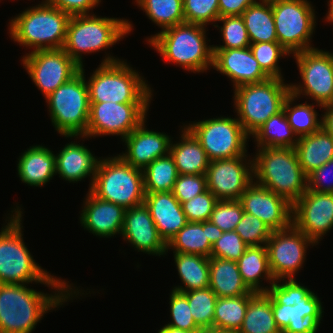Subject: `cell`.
I'll list each match as a JSON object with an SVG mask.
<instances>
[{
	"mask_svg": "<svg viewBox=\"0 0 333 333\" xmlns=\"http://www.w3.org/2000/svg\"><path fill=\"white\" fill-rule=\"evenodd\" d=\"M0 232V284H29L33 281L57 291H76L69 282L45 271L35 262L23 241L22 211L19 206Z\"/></svg>",
	"mask_w": 333,
	"mask_h": 333,
	"instance_id": "6da1fadb",
	"label": "cell"
},
{
	"mask_svg": "<svg viewBox=\"0 0 333 333\" xmlns=\"http://www.w3.org/2000/svg\"><path fill=\"white\" fill-rule=\"evenodd\" d=\"M26 285L0 284V333H32L45 313L81 294L78 288L44 294Z\"/></svg>",
	"mask_w": 333,
	"mask_h": 333,
	"instance_id": "7a4b0ae2",
	"label": "cell"
},
{
	"mask_svg": "<svg viewBox=\"0 0 333 333\" xmlns=\"http://www.w3.org/2000/svg\"><path fill=\"white\" fill-rule=\"evenodd\" d=\"M205 35V26L182 23L161 30L147 41L166 62L200 73L213 65V45L208 46Z\"/></svg>",
	"mask_w": 333,
	"mask_h": 333,
	"instance_id": "3957f363",
	"label": "cell"
},
{
	"mask_svg": "<svg viewBox=\"0 0 333 333\" xmlns=\"http://www.w3.org/2000/svg\"><path fill=\"white\" fill-rule=\"evenodd\" d=\"M90 103H151L152 90L127 62L105 56L88 81Z\"/></svg>",
	"mask_w": 333,
	"mask_h": 333,
	"instance_id": "277c9868",
	"label": "cell"
},
{
	"mask_svg": "<svg viewBox=\"0 0 333 333\" xmlns=\"http://www.w3.org/2000/svg\"><path fill=\"white\" fill-rule=\"evenodd\" d=\"M257 149L253 158L255 182L294 204L307 190V175L295 148Z\"/></svg>",
	"mask_w": 333,
	"mask_h": 333,
	"instance_id": "5b68a950",
	"label": "cell"
},
{
	"mask_svg": "<svg viewBox=\"0 0 333 333\" xmlns=\"http://www.w3.org/2000/svg\"><path fill=\"white\" fill-rule=\"evenodd\" d=\"M70 18L66 12L43 0L12 18L8 30L13 41L33 51L62 49Z\"/></svg>",
	"mask_w": 333,
	"mask_h": 333,
	"instance_id": "8992f818",
	"label": "cell"
},
{
	"mask_svg": "<svg viewBox=\"0 0 333 333\" xmlns=\"http://www.w3.org/2000/svg\"><path fill=\"white\" fill-rule=\"evenodd\" d=\"M132 29L131 22L126 19L97 17L94 14L71 16L63 49L81 68L84 67L82 54L109 49Z\"/></svg>",
	"mask_w": 333,
	"mask_h": 333,
	"instance_id": "52a82bcc",
	"label": "cell"
},
{
	"mask_svg": "<svg viewBox=\"0 0 333 333\" xmlns=\"http://www.w3.org/2000/svg\"><path fill=\"white\" fill-rule=\"evenodd\" d=\"M89 191L101 200L125 209L144 203L142 169L125 162L119 155L101 158Z\"/></svg>",
	"mask_w": 333,
	"mask_h": 333,
	"instance_id": "ba28073f",
	"label": "cell"
},
{
	"mask_svg": "<svg viewBox=\"0 0 333 333\" xmlns=\"http://www.w3.org/2000/svg\"><path fill=\"white\" fill-rule=\"evenodd\" d=\"M84 68L48 97L52 125L65 137L84 138L90 114V101Z\"/></svg>",
	"mask_w": 333,
	"mask_h": 333,
	"instance_id": "9c48e42d",
	"label": "cell"
},
{
	"mask_svg": "<svg viewBox=\"0 0 333 333\" xmlns=\"http://www.w3.org/2000/svg\"><path fill=\"white\" fill-rule=\"evenodd\" d=\"M284 79L269 78L260 83L235 88L234 108L243 129L251 136L271 116L283 110L290 84Z\"/></svg>",
	"mask_w": 333,
	"mask_h": 333,
	"instance_id": "30bf717a",
	"label": "cell"
},
{
	"mask_svg": "<svg viewBox=\"0 0 333 333\" xmlns=\"http://www.w3.org/2000/svg\"><path fill=\"white\" fill-rule=\"evenodd\" d=\"M278 43L289 53L314 49L315 9L307 0H270Z\"/></svg>",
	"mask_w": 333,
	"mask_h": 333,
	"instance_id": "8fae6325",
	"label": "cell"
},
{
	"mask_svg": "<svg viewBox=\"0 0 333 333\" xmlns=\"http://www.w3.org/2000/svg\"><path fill=\"white\" fill-rule=\"evenodd\" d=\"M186 127L199 140L209 161L247 154L246 142L250 135L237 118L222 116L193 122Z\"/></svg>",
	"mask_w": 333,
	"mask_h": 333,
	"instance_id": "7c38bea8",
	"label": "cell"
},
{
	"mask_svg": "<svg viewBox=\"0 0 333 333\" xmlns=\"http://www.w3.org/2000/svg\"><path fill=\"white\" fill-rule=\"evenodd\" d=\"M299 68L302 84L290 83L296 98L301 94L313 99L317 106L333 103V56L329 51L314 48L293 55Z\"/></svg>",
	"mask_w": 333,
	"mask_h": 333,
	"instance_id": "4fadbf2b",
	"label": "cell"
},
{
	"mask_svg": "<svg viewBox=\"0 0 333 333\" xmlns=\"http://www.w3.org/2000/svg\"><path fill=\"white\" fill-rule=\"evenodd\" d=\"M149 103H90L85 138L117 135L124 139L146 120Z\"/></svg>",
	"mask_w": 333,
	"mask_h": 333,
	"instance_id": "5bb4252c",
	"label": "cell"
},
{
	"mask_svg": "<svg viewBox=\"0 0 333 333\" xmlns=\"http://www.w3.org/2000/svg\"><path fill=\"white\" fill-rule=\"evenodd\" d=\"M22 63L45 98L80 71L63 48L31 51Z\"/></svg>",
	"mask_w": 333,
	"mask_h": 333,
	"instance_id": "9a60e30c",
	"label": "cell"
},
{
	"mask_svg": "<svg viewBox=\"0 0 333 333\" xmlns=\"http://www.w3.org/2000/svg\"><path fill=\"white\" fill-rule=\"evenodd\" d=\"M310 244L314 246L315 243L293 224L287 229L272 232L266 248L275 281L295 279L296 272L303 267Z\"/></svg>",
	"mask_w": 333,
	"mask_h": 333,
	"instance_id": "2e32d148",
	"label": "cell"
},
{
	"mask_svg": "<svg viewBox=\"0 0 333 333\" xmlns=\"http://www.w3.org/2000/svg\"><path fill=\"white\" fill-rule=\"evenodd\" d=\"M246 158L248 157L245 154L209 162L206 171L207 189L218 200H239L253 182V159Z\"/></svg>",
	"mask_w": 333,
	"mask_h": 333,
	"instance_id": "e0dca14e",
	"label": "cell"
},
{
	"mask_svg": "<svg viewBox=\"0 0 333 333\" xmlns=\"http://www.w3.org/2000/svg\"><path fill=\"white\" fill-rule=\"evenodd\" d=\"M292 224L317 245L333 227V193L306 190L293 204Z\"/></svg>",
	"mask_w": 333,
	"mask_h": 333,
	"instance_id": "ac0fdd59",
	"label": "cell"
},
{
	"mask_svg": "<svg viewBox=\"0 0 333 333\" xmlns=\"http://www.w3.org/2000/svg\"><path fill=\"white\" fill-rule=\"evenodd\" d=\"M239 201L244 212L262 220L272 231L284 230L292 225L293 204L255 180L245 189Z\"/></svg>",
	"mask_w": 333,
	"mask_h": 333,
	"instance_id": "d6986e66",
	"label": "cell"
},
{
	"mask_svg": "<svg viewBox=\"0 0 333 333\" xmlns=\"http://www.w3.org/2000/svg\"><path fill=\"white\" fill-rule=\"evenodd\" d=\"M121 235L138 252L156 256L165 255L168 252L167 243L160 236L150 211L144 203L126 209Z\"/></svg>",
	"mask_w": 333,
	"mask_h": 333,
	"instance_id": "ffe728a7",
	"label": "cell"
},
{
	"mask_svg": "<svg viewBox=\"0 0 333 333\" xmlns=\"http://www.w3.org/2000/svg\"><path fill=\"white\" fill-rule=\"evenodd\" d=\"M322 303L311 292L294 306L278 304L272 298V311L275 322L282 333H316L322 319Z\"/></svg>",
	"mask_w": 333,
	"mask_h": 333,
	"instance_id": "44dd1931",
	"label": "cell"
},
{
	"mask_svg": "<svg viewBox=\"0 0 333 333\" xmlns=\"http://www.w3.org/2000/svg\"><path fill=\"white\" fill-rule=\"evenodd\" d=\"M145 122L123 139L127 152L119 154L125 162L142 170L155 159L168 155L172 142L166 133L148 130Z\"/></svg>",
	"mask_w": 333,
	"mask_h": 333,
	"instance_id": "7402d4cb",
	"label": "cell"
},
{
	"mask_svg": "<svg viewBox=\"0 0 333 333\" xmlns=\"http://www.w3.org/2000/svg\"><path fill=\"white\" fill-rule=\"evenodd\" d=\"M212 67L229 77L234 89L246 84L260 83L270 78L262 70L249 47L213 50Z\"/></svg>",
	"mask_w": 333,
	"mask_h": 333,
	"instance_id": "603a6c76",
	"label": "cell"
},
{
	"mask_svg": "<svg viewBox=\"0 0 333 333\" xmlns=\"http://www.w3.org/2000/svg\"><path fill=\"white\" fill-rule=\"evenodd\" d=\"M86 197L80 215V223L84 229L101 238L121 235L126 209L112 202L101 200L90 191Z\"/></svg>",
	"mask_w": 333,
	"mask_h": 333,
	"instance_id": "cb8c5ba5",
	"label": "cell"
},
{
	"mask_svg": "<svg viewBox=\"0 0 333 333\" xmlns=\"http://www.w3.org/2000/svg\"><path fill=\"white\" fill-rule=\"evenodd\" d=\"M144 204L166 243L187 224L182 205L172 191L145 193Z\"/></svg>",
	"mask_w": 333,
	"mask_h": 333,
	"instance_id": "d4e9b609",
	"label": "cell"
},
{
	"mask_svg": "<svg viewBox=\"0 0 333 333\" xmlns=\"http://www.w3.org/2000/svg\"><path fill=\"white\" fill-rule=\"evenodd\" d=\"M99 160L87 147L71 142L55 155L56 174L74 183L92 175L91 187Z\"/></svg>",
	"mask_w": 333,
	"mask_h": 333,
	"instance_id": "484cf974",
	"label": "cell"
},
{
	"mask_svg": "<svg viewBox=\"0 0 333 333\" xmlns=\"http://www.w3.org/2000/svg\"><path fill=\"white\" fill-rule=\"evenodd\" d=\"M55 155L42 145L29 147L18 159L20 180L29 186H44L56 174Z\"/></svg>",
	"mask_w": 333,
	"mask_h": 333,
	"instance_id": "4316f807",
	"label": "cell"
},
{
	"mask_svg": "<svg viewBox=\"0 0 333 333\" xmlns=\"http://www.w3.org/2000/svg\"><path fill=\"white\" fill-rule=\"evenodd\" d=\"M209 287L217 298L255 295L243 282L236 261L209 257Z\"/></svg>",
	"mask_w": 333,
	"mask_h": 333,
	"instance_id": "83f0119b",
	"label": "cell"
},
{
	"mask_svg": "<svg viewBox=\"0 0 333 333\" xmlns=\"http://www.w3.org/2000/svg\"><path fill=\"white\" fill-rule=\"evenodd\" d=\"M180 138L181 142L170 144L169 152L178 174L206 175L210 161L199 140L185 125Z\"/></svg>",
	"mask_w": 333,
	"mask_h": 333,
	"instance_id": "f1b7e54d",
	"label": "cell"
},
{
	"mask_svg": "<svg viewBox=\"0 0 333 333\" xmlns=\"http://www.w3.org/2000/svg\"><path fill=\"white\" fill-rule=\"evenodd\" d=\"M295 150L300 166L308 176L333 159V138L321 127L312 134L298 138Z\"/></svg>",
	"mask_w": 333,
	"mask_h": 333,
	"instance_id": "f546056e",
	"label": "cell"
},
{
	"mask_svg": "<svg viewBox=\"0 0 333 333\" xmlns=\"http://www.w3.org/2000/svg\"><path fill=\"white\" fill-rule=\"evenodd\" d=\"M243 282L253 292L267 293L269 287L261 286L262 279L272 285L275 279L271 273L266 245L248 246L244 254L236 261Z\"/></svg>",
	"mask_w": 333,
	"mask_h": 333,
	"instance_id": "4dcf8cb0",
	"label": "cell"
},
{
	"mask_svg": "<svg viewBox=\"0 0 333 333\" xmlns=\"http://www.w3.org/2000/svg\"><path fill=\"white\" fill-rule=\"evenodd\" d=\"M241 17L251 44L278 42L270 0H260L257 4L248 6Z\"/></svg>",
	"mask_w": 333,
	"mask_h": 333,
	"instance_id": "1f68e13d",
	"label": "cell"
},
{
	"mask_svg": "<svg viewBox=\"0 0 333 333\" xmlns=\"http://www.w3.org/2000/svg\"><path fill=\"white\" fill-rule=\"evenodd\" d=\"M174 253V260L183 286L173 290L188 292L209 287V257L198 254Z\"/></svg>",
	"mask_w": 333,
	"mask_h": 333,
	"instance_id": "d6a6232c",
	"label": "cell"
},
{
	"mask_svg": "<svg viewBox=\"0 0 333 333\" xmlns=\"http://www.w3.org/2000/svg\"><path fill=\"white\" fill-rule=\"evenodd\" d=\"M238 333H282L275 322L272 297L268 293H256L249 300Z\"/></svg>",
	"mask_w": 333,
	"mask_h": 333,
	"instance_id": "836d02e7",
	"label": "cell"
},
{
	"mask_svg": "<svg viewBox=\"0 0 333 333\" xmlns=\"http://www.w3.org/2000/svg\"><path fill=\"white\" fill-rule=\"evenodd\" d=\"M198 254L211 257L212 244L209 242L208 221L187 222L167 243V251Z\"/></svg>",
	"mask_w": 333,
	"mask_h": 333,
	"instance_id": "e575fe53",
	"label": "cell"
},
{
	"mask_svg": "<svg viewBox=\"0 0 333 333\" xmlns=\"http://www.w3.org/2000/svg\"><path fill=\"white\" fill-rule=\"evenodd\" d=\"M252 136L258 148H295L298 142L283 110L271 116Z\"/></svg>",
	"mask_w": 333,
	"mask_h": 333,
	"instance_id": "d590c367",
	"label": "cell"
},
{
	"mask_svg": "<svg viewBox=\"0 0 333 333\" xmlns=\"http://www.w3.org/2000/svg\"><path fill=\"white\" fill-rule=\"evenodd\" d=\"M142 171L145 193L172 191L179 175L170 153L155 159Z\"/></svg>",
	"mask_w": 333,
	"mask_h": 333,
	"instance_id": "8d00e7d4",
	"label": "cell"
},
{
	"mask_svg": "<svg viewBox=\"0 0 333 333\" xmlns=\"http://www.w3.org/2000/svg\"><path fill=\"white\" fill-rule=\"evenodd\" d=\"M253 296L217 298L214 308L213 329L239 331L249 300Z\"/></svg>",
	"mask_w": 333,
	"mask_h": 333,
	"instance_id": "74e56055",
	"label": "cell"
},
{
	"mask_svg": "<svg viewBox=\"0 0 333 333\" xmlns=\"http://www.w3.org/2000/svg\"><path fill=\"white\" fill-rule=\"evenodd\" d=\"M296 99L290 93L284 102L283 111L294 134L300 138L318 131L322 127V119H318V113L314 109L313 103L305 102V104L291 106Z\"/></svg>",
	"mask_w": 333,
	"mask_h": 333,
	"instance_id": "f35d334b",
	"label": "cell"
},
{
	"mask_svg": "<svg viewBox=\"0 0 333 333\" xmlns=\"http://www.w3.org/2000/svg\"><path fill=\"white\" fill-rule=\"evenodd\" d=\"M135 2L162 30L185 23L183 0H135Z\"/></svg>",
	"mask_w": 333,
	"mask_h": 333,
	"instance_id": "ab89813d",
	"label": "cell"
},
{
	"mask_svg": "<svg viewBox=\"0 0 333 333\" xmlns=\"http://www.w3.org/2000/svg\"><path fill=\"white\" fill-rule=\"evenodd\" d=\"M190 306V313L196 325L203 331L213 329L216 294L210 287L205 289L183 292Z\"/></svg>",
	"mask_w": 333,
	"mask_h": 333,
	"instance_id": "60d3db41",
	"label": "cell"
},
{
	"mask_svg": "<svg viewBox=\"0 0 333 333\" xmlns=\"http://www.w3.org/2000/svg\"><path fill=\"white\" fill-rule=\"evenodd\" d=\"M217 21L223 23L222 26L214 24V27L220 28L224 44L213 46V50L241 49L250 46L247 29L241 16L219 17Z\"/></svg>",
	"mask_w": 333,
	"mask_h": 333,
	"instance_id": "b9f144b4",
	"label": "cell"
},
{
	"mask_svg": "<svg viewBox=\"0 0 333 333\" xmlns=\"http://www.w3.org/2000/svg\"><path fill=\"white\" fill-rule=\"evenodd\" d=\"M249 48L262 70L270 78L283 79L278 59L290 54L278 42L252 43Z\"/></svg>",
	"mask_w": 333,
	"mask_h": 333,
	"instance_id": "7bdbcfd3",
	"label": "cell"
},
{
	"mask_svg": "<svg viewBox=\"0 0 333 333\" xmlns=\"http://www.w3.org/2000/svg\"><path fill=\"white\" fill-rule=\"evenodd\" d=\"M219 0H183L185 23L206 26L217 22L219 14Z\"/></svg>",
	"mask_w": 333,
	"mask_h": 333,
	"instance_id": "ee69618b",
	"label": "cell"
},
{
	"mask_svg": "<svg viewBox=\"0 0 333 333\" xmlns=\"http://www.w3.org/2000/svg\"><path fill=\"white\" fill-rule=\"evenodd\" d=\"M169 304L172 321L166 326L190 332H203L196 325L193 315L190 313L188 299L184 293L172 289Z\"/></svg>",
	"mask_w": 333,
	"mask_h": 333,
	"instance_id": "f6af8a7d",
	"label": "cell"
},
{
	"mask_svg": "<svg viewBox=\"0 0 333 333\" xmlns=\"http://www.w3.org/2000/svg\"><path fill=\"white\" fill-rule=\"evenodd\" d=\"M234 231L248 246L266 245L273 232L262 220L246 212Z\"/></svg>",
	"mask_w": 333,
	"mask_h": 333,
	"instance_id": "bcb514c9",
	"label": "cell"
},
{
	"mask_svg": "<svg viewBox=\"0 0 333 333\" xmlns=\"http://www.w3.org/2000/svg\"><path fill=\"white\" fill-rule=\"evenodd\" d=\"M244 210L239 200H219L211 213L209 221L223 232L235 230Z\"/></svg>",
	"mask_w": 333,
	"mask_h": 333,
	"instance_id": "7dc6e473",
	"label": "cell"
},
{
	"mask_svg": "<svg viewBox=\"0 0 333 333\" xmlns=\"http://www.w3.org/2000/svg\"><path fill=\"white\" fill-rule=\"evenodd\" d=\"M284 281L285 279L276 280L270 285L267 292L278 304L294 306L295 303L302 301L312 292L307 287L297 283L295 279Z\"/></svg>",
	"mask_w": 333,
	"mask_h": 333,
	"instance_id": "c3c4849f",
	"label": "cell"
},
{
	"mask_svg": "<svg viewBox=\"0 0 333 333\" xmlns=\"http://www.w3.org/2000/svg\"><path fill=\"white\" fill-rule=\"evenodd\" d=\"M219 200L208 189L189 201L183 202L182 209L187 222L209 221L212 211Z\"/></svg>",
	"mask_w": 333,
	"mask_h": 333,
	"instance_id": "681fc988",
	"label": "cell"
},
{
	"mask_svg": "<svg viewBox=\"0 0 333 333\" xmlns=\"http://www.w3.org/2000/svg\"><path fill=\"white\" fill-rule=\"evenodd\" d=\"M248 245L237 232H223L222 236L212 244L211 257L237 261L245 252Z\"/></svg>",
	"mask_w": 333,
	"mask_h": 333,
	"instance_id": "f907efd6",
	"label": "cell"
},
{
	"mask_svg": "<svg viewBox=\"0 0 333 333\" xmlns=\"http://www.w3.org/2000/svg\"><path fill=\"white\" fill-rule=\"evenodd\" d=\"M207 190L206 175L179 174L172 190L182 204Z\"/></svg>",
	"mask_w": 333,
	"mask_h": 333,
	"instance_id": "816d5d0a",
	"label": "cell"
},
{
	"mask_svg": "<svg viewBox=\"0 0 333 333\" xmlns=\"http://www.w3.org/2000/svg\"><path fill=\"white\" fill-rule=\"evenodd\" d=\"M333 159L325 163L318 169H315L307 176V190H312L319 193H333ZM332 176V179L329 176ZM331 183L326 184L328 180ZM328 182V181H327ZM326 184V185H324Z\"/></svg>",
	"mask_w": 333,
	"mask_h": 333,
	"instance_id": "f5cc1de1",
	"label": "cell"
},
{
	"mask_svg": "<svg viewBox=\"0 0 333 333\" xmlns=\"http://www.w3.org/2000/svg\"><path fill=\"white\" fill-rule=\"evenodd\" d=\"M51 6H54L70 16L90 14L89 10L97 6L101 0H45Z\"/></svg>",
	"mask_w": 333,
	"mask_h": 333,
	"instance_id": "db71d44e",
	"label": "cell"
},
{
	"mask_svg": "<svg viewBox=\"0 0 333 333\" xmlns=\"http://www.w3.org/2000/svg\"><path fill=\"white\" fill-rule=\"evenodd\" d=\"M219 14L224 16H241L250 5L257 4V0H219Z\"/></svg>",
	"mask_w": 333,
	"mask_h": 333,
	"instance_id": "11a10c76",
	"label": "cell"
},
{
	"mask_svg": "<svg viewBox=\"0 0 333 333\" xmlns=\"http://www.w3.org/2000/svg\"><path fill=\"white\" fill-rule=\"evenodd\" d=\"M322 109L326 110L325 114L322 115V127L330 134L333 138V103L322 106Z\"/></svg>",
	"mask_w": 333,
	"mask_h": 333,
	"instance_id": "9f6ffc18",
	"label": "cell"
},
{
	"mask_svg": "<svg viewBox=\"0 0 333 333\" xmlns=\"http://www.w3.org/2000/svg\"><path fill=\"white\" fill-rule=\"evenodd\" d=\"M208 234L209 242L213 244L222 236L223 231L218 226L208 221Z\"/></svg>",
	"mask_w": 333,
	"mask_h": 333,
	"instance_id": "6f0895ef",
	"label": "cell"
},
{
	"mask_svg": "<svg viewBox=\"0 0 333 333\" xmlns=\"http://www.w3.org/2000/svg\"><path fill=\"white\" fill-rule=\"evenodd\" d=\"M158 333H204V332H190L182 329L173 328L171 326H162Z\"/></svg>",
	"mask_w": 333,
	"mask_h": 333,
	"instance_id": "680465c9",
	"label": "cell"
},
{
	"mask_svg": "<svg viewBox=\"0 0 333 333\" xmlns=\"http://www.w3.org/2000/svg\"><path fill=\"white\" fill-rule=\"evenodd\" d=\"M328 6H329V10H328V13L326 14L327 16H326V18H325V20L327 21V22H330V23H333V0H329L328 1Z\"/></svg>",
	"mask_w": 333,
	"mask_h": 333,
	"instance_id": "91938a15",
	"label": "cell"
},
{
	"mask_svg": "<svg viewBox=\"0 0 333 333\" xmlns=\"http://www.w3.org/2000/svg\"><path fill=\"white\" fill-rule=\"evenodd\" d=\"M204 333H238V331L211 329V330L205 331Z\"/></svg>",
	"mask_w": 333,
	"mask_h": 333,
	"instance_id": "94428289",
	"label": "cell"
}]
</instances>
